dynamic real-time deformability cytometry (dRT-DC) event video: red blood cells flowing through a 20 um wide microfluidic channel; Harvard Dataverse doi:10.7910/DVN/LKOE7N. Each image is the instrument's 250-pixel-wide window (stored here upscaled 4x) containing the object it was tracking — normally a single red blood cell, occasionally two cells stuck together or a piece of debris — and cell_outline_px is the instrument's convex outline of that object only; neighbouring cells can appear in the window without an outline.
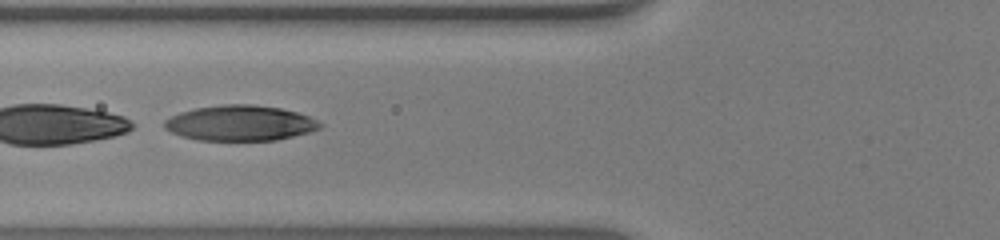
{"species": "human", "species_latin": "Homo sapiens", "temperature_condition": "warm", "stored_images_in_passage": 52, "segment_of_instrument_passage": [2, 2], "camera_frame_rate_fps": 3000, "um_per_image_px": 0.085, "donor": {"sex": "male"}, "frame": {"image": 1, "passage_image": 21, "time_ms": 6.667, "image_size_px": [1000, 240], "cell_outline_px": [[324, 124], [320, 128], [308, 132], [276, 140], [196, 140], [180, 136], [164, 128], [164, 120], [180, 112], [196, 108], [224, 104], [252, 104], [280, 108], [296, 112], [308, 116]], "centroid_in_image_um": [20.39, 10.46], "position_along_channel_um": 105.4, "area_um2": 31.96}}
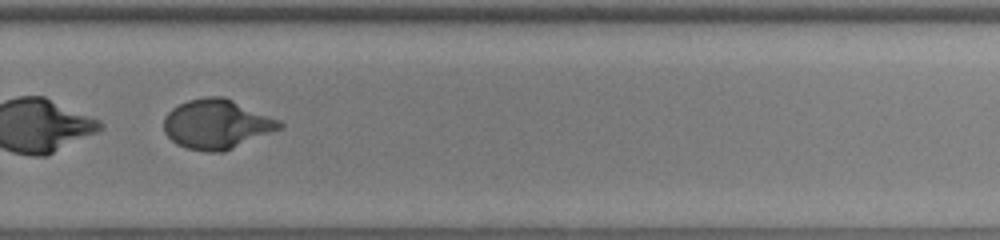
{"frame": {"image": 2, "passage_image": 37, "time_ms": 12.0, "image_size_px": [1000, 240], "cell_outline_px": [[284, 128], [224, 152], [204, 152], [188, 148], [176, 144], [164, 132], [164, 116], [172, 108], [188, 100], [204, 96], [224, 96], [280, 120], [284, 124]], "centroid_in_image_um": [18.44, 10.56], "position_along_channel_um": 311.4, "area_um2": 33.7}}